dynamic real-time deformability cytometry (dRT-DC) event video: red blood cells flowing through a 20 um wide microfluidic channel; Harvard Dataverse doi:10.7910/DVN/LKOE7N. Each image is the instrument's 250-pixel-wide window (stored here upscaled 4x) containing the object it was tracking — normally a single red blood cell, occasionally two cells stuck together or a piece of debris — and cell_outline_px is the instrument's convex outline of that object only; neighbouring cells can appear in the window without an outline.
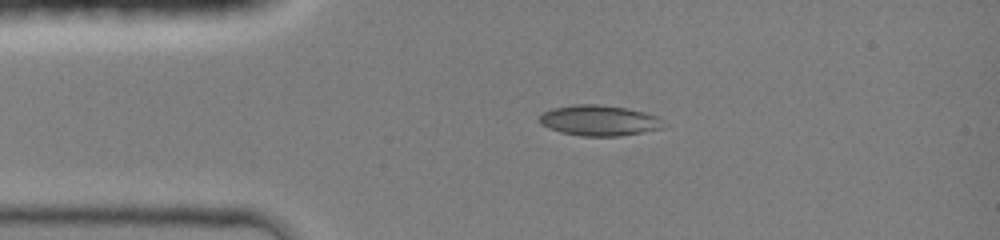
{"species": "common noctule bat (a hibernating species)", "species_latin": "Nyctalus noctula", "temperature_condition": "room temperature", "stored_images_in_passage": 10, "camera_frame_rate_fps": 3000, "um_per_image_px": 0.085, "animal": {"sex": "female", "body_mass_g": 19.0, "forearm_length_mm": 51.5}, "frame": {"image": 1, "passage_image": 3, "time_ms": 1.667, "image_size_px": [1000, 240], "cell_outline_px": [[664, 128], [620, 136], [580, 136], [560, 132], [548, 128], [540, 124], [540, 116], [544, 112], [552, 108], [572, 104], [596, 104], [628, 108], [660, 116]], "centroid_in_image_um": [50.93, 10.24], "position_along_channel_um": 34.1, "area_um2": 22.25}}
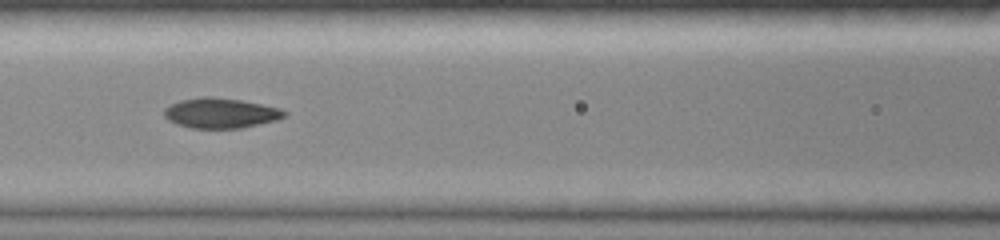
{"frame": {"image": 2, "passage_image": 8, "time_ms": 5.0, "image_size_px": [1000, 240], "cell_outline_px": [[288, 116], [276, 120], [244, 128], [192, 128], [176, 124], [168, 120], [164, 116], [164, 108], [180, 100], [200, 96], [212, 96], [240, 100], [280, 108], [288, 112]], "centroid_in_image_um": [18.76, 9.61], "position_along_channel_um": 147.8, "area_um2": 21.27}}
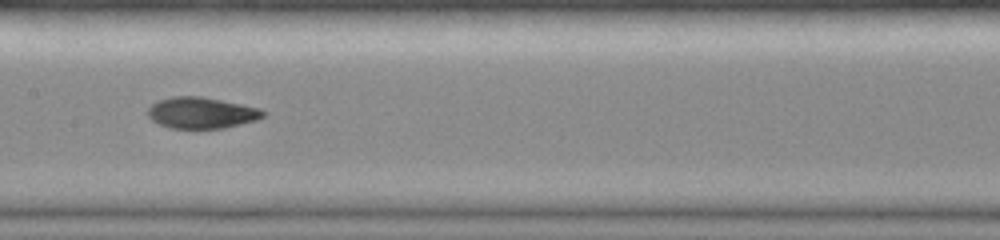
{"frame": {"image": 3, "passage_image": 9, "time_ms": 6.0, "image_size_px": [1000, 240], "cell_outline_px": [[268, 112], [264, 116], [256, 120], [224, 128], [172, 128], [160, 124], [152, 120], [148, 116], [148, 108], [152, 104], [160, 100], [172, 96], [200, 96], [260, 108]], "centroid_in_image_um": [17.14, 9.59], "position_along_channel_um": 190.3, "area_um2": 20.81}}